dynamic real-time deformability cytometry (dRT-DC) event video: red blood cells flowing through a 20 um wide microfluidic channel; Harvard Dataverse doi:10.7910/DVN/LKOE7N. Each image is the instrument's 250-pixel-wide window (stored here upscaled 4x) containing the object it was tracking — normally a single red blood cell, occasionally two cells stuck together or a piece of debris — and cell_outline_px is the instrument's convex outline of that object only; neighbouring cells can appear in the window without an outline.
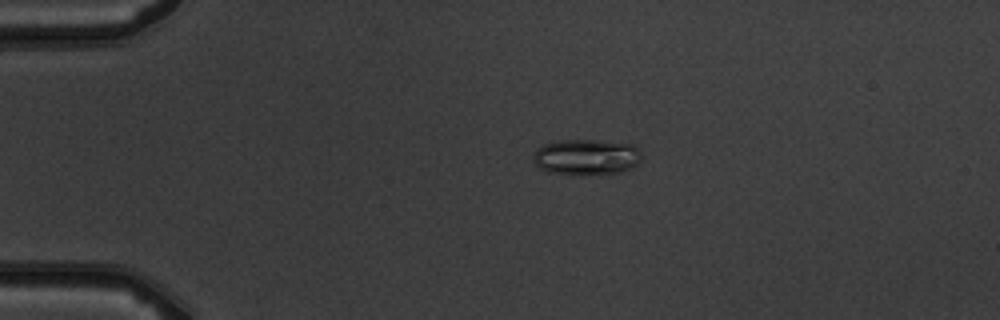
{"species": "common noctule bat (a hibernating species)", "species_latin": "Nyctalus noctula", "temperature_condition": "warm", "stored_images_in_passage": 2, "camera_frame_rate_fps": 3000, "um_per_image_px": 0.085, "animal": {"sex": "male", "body_mass_g": 19.5, "forearm_length_mm": 54.6}, "frame": {"image": 1, "passage_image": 1, "time_ms": 0.0, "image_size_px": [1000, 320], "cell_outline_px": [[640, 160], [632, 168], [620, 172], [548, 172], [540, 168], [536, 164], [532, 156], [536, 148], [544, 144], [556, 140], [596, 140], [636, 144], [640, 152]], "centroid_in_image_um": [49.84, 13.28], "position_along_channel_um": 35.2, "area_um2": 22.02}}